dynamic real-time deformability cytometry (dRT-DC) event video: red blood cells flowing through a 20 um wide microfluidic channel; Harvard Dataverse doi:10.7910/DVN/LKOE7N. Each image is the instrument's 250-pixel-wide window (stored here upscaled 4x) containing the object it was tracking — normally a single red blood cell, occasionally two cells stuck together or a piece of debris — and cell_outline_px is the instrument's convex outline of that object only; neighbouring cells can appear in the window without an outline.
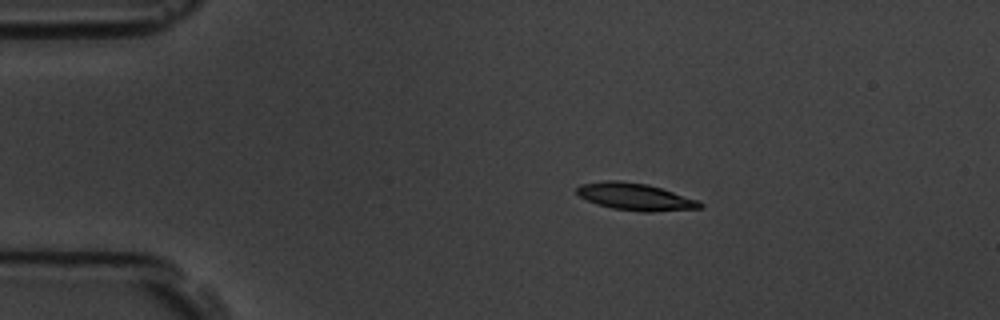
{"species": "common noctule bat (a hibernating species)", "species_latin": "Nyctalus noctula", "temperature_condition": "room temperature", "stored_images_in_passage": 4, "camera_frame_rate_fps": 3000, "um_per_image_px": 0.085, "animal": {"sex": "male", "body_mass_g": 19.5, "forearm_length_mm": 54.6}, "frame": {"image": 1, "passage_image": 1, "time_ms": 0.0, "image_size_px": [1000, 320], "cell_outline_px": [[704, 204], [700, 208], [652, 212], [640, 212], [612, 208], [596, 204], [580, 196], [576, 192], [576, 188], [580, 184], [604, 180], [620, 180], [648, 184], [696, 200]], "centroid_in_image_um": [53.94, 16.72], "position_along_channel_um": 31.1, "area_um2": 19.36}}
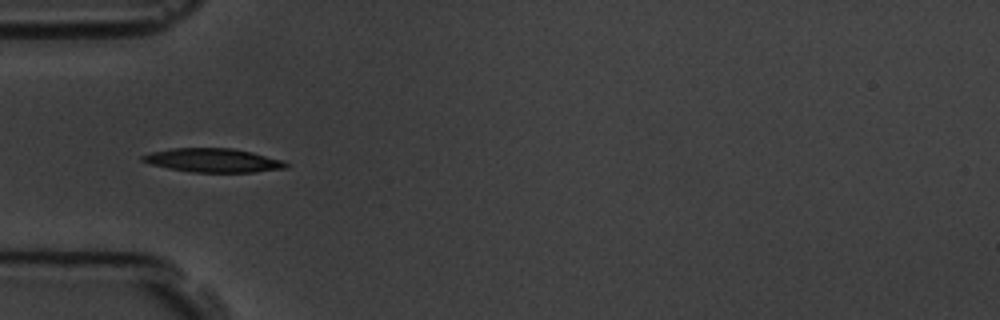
{"frame": {"image": 2, "passage_image": 3, "time_ms": 2.333, "image_size_px": [1000, 320], "cell_outline_px": [[288, 168], [252, 172], [192, 172], [168, 168], [148, 164], [140, 160], [140, 156], [152, 152], [172, 148], [232, 148], [252, 152], [284, 160], [288, 164]], "centroid_in_image_um": [18.1, 13.63], "position_along_channel_um": 66.9, "area_um2": 20.0}}
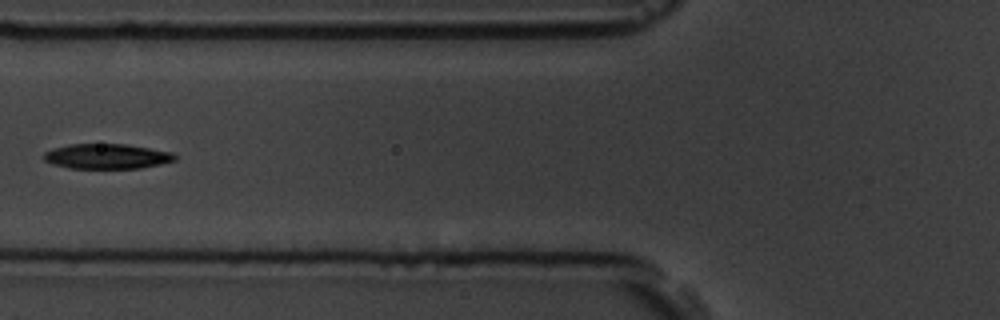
{"frame": {"image": 3, "passage_image": 4, "time_ms": 3.667, "image_size_px": [1000, 320], "cell_outline_px": [[176, 160], [160, 164], [140, 168], [68, 168], [52, 164], [44, 160], [44, 152], [52, 148], [68, 144], [124, 144], [172, 152], [176, 156]], "centroid_in_image_um": [9.05, 13.29], "position_along_channel_um": 116.8, "area_um2": 19.07}}